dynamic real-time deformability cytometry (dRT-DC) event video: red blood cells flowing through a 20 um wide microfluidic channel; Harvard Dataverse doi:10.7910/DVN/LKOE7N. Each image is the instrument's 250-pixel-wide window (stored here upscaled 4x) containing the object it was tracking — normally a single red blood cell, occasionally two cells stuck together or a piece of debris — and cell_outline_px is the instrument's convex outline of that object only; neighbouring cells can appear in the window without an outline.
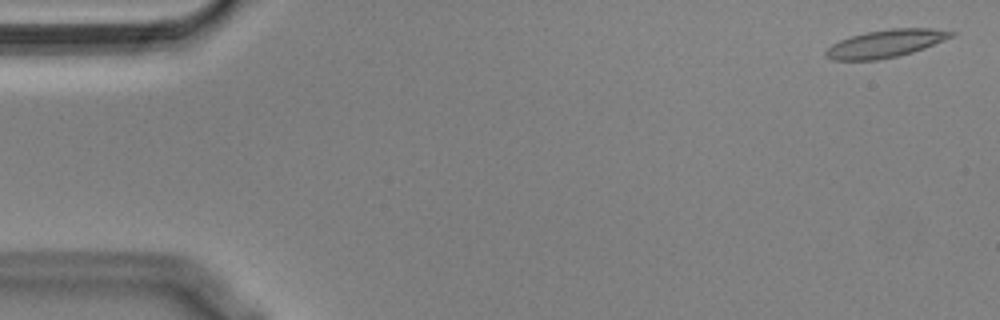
{"species": "Egyptian fruit bat (a non-hibernating species)", "species_latin": "Rousettus aegyptiacus", "temperature_condition": "cold", "stored_images_in_passage": 56, "camera_frame_rate_fps": 3000, "um_per_image_px": 0.085, "animal": {"sex": "male"}, "frame": {"image": 1, "passage_image": 2, "time_ms": 0.333, "image_size_px": [1000, 320], "cell_outline_px": [[956, 32], [952, 36], [924, 48], [912, 52], [896, 56], [876, 60], [832, 60], [824, 56], [824, 52], [832, 44], [840, 40], [852, 36], [868, 32], [892, 28], [932, 28]], "centroid_in_image_um": [75.24, 3.7], "position_along_channel_um": 9.8, "area_um2": 19.94}}
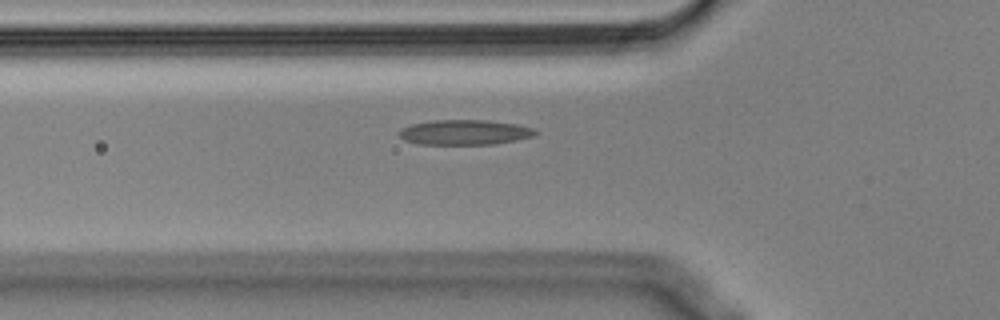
{"frame": {"image": 2, "passage_image": 19, "time_ms": 6.0, "image_size_px": [1000, 320], "cell_outline_px": [[540, 132], [532, 136], [516, 140], [496, 144], [416, 144], [404, 140], [396, 132], [400, 128], [408, 124], [432, 120], [488, 120], [516, 124], [532, 128]], "centroid_in_image_um": [39.43, 11.24], "position_along_channel_um": 86.4, "area_um2": 20.11}}
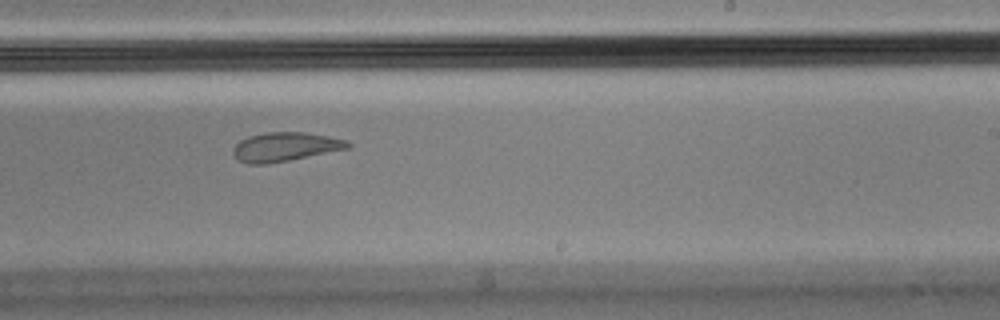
{"frame": {"image": 3, "passage_image": 34, "time_ms": 11.0, "image_size_px": [1000, 320], "cell_outline_px": [[352, 148], [288, 160], [264, 164], [248, 164], [236, 160], [232, 152], [232, 148], [240, 140], [248, 136], [264, 132], [304, 132], [328, 136], [348, 140], [352, 144]], "centroid_in_image_um": [24.23, 12.47], "position_along_channel_um": 264.8, "area_um2": 19.59}, "authors_computed_cell_mechanics": {"area_um2": 20.3745, "velocity_mm_per_s": 3.556, "shape_relaxation_time_tau1_ms": null, "shape_relaxation_time_tau2_ms": 1.9987, "deformation_change_tau1": null, "deformation_change_tau2": 0.0769}}